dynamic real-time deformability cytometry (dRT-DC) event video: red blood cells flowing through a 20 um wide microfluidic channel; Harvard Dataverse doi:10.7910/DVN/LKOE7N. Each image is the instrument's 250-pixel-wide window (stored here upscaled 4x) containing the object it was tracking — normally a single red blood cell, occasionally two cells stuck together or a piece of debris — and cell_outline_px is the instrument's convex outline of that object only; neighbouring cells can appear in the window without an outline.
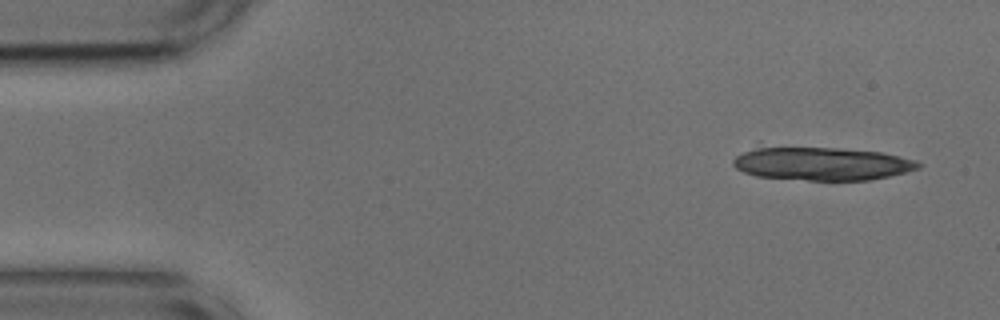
{"species": "common noctule bat (a hibernating species)", "species_latin": "Nyctalus noctula", "temperature_condition": "cold", "stored_images_in_passage": 14, "camera_frame_rate_fps": 3000, "um_per_image_px": 0.085, "animal": {"sex": "male", "body_mass_g": 17.9, "forearm_length_mm": 54.2}, "frame": {"image": 1, "passage_image": 3, "time_ms": 0.667, "image_size_px": [1000, 320], "cell_outline_px": [[924, 164], [920, 168], [888, 176], [868, 180], [808, 180], [756, 176], [744, 172], [736, 168], [732, 164], [732, 160], [736, 156], [744, 152], [756, 148], [840, 148], [880, 152], [900, 156], [916, 160]], "centroid_in_image_um": [69.9, 13.92], "position_along_channel_um": 15.1, "area_um2": 35.37}}